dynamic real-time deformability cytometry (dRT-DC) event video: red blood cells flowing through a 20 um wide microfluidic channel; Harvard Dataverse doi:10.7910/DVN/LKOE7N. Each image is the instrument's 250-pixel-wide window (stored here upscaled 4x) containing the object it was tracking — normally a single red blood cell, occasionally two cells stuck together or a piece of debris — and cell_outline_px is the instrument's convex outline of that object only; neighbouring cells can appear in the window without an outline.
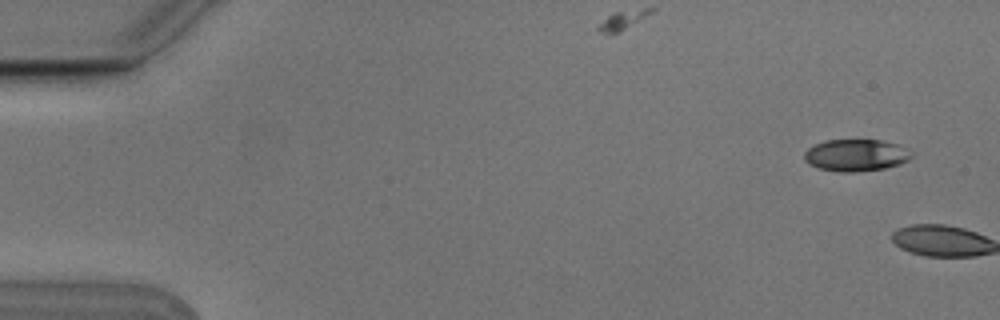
{"species": "Egyptian fruit bat (a non-hibernating species)", "species_latin": "Rousettus aegyptiacus", "temperature_condition": "cold", "stored_images_in_passage": 6, "camera_frame_rate_fps": 3000, "um_per_image_px": 0.085, "animal": {"sex": "male"}, "frame": {"image": 1, "passage_image": 1, "time_ms": 0.0, "image_size_px": [1000, 320], "cell_outline_px": [[912, 156], [908, 160], [900, 164], [884, 168], [856, 172], [836, 172], [820, 168], [808, 164], [804, 160], [804, 152], [808, 148], [824, 140], [880, 140], [900, 144], [912, 152]], "centroid_in_image_um": [72.76, 13.19], "position_along_channel_um": 12.2, "area_um2": 20.11}}